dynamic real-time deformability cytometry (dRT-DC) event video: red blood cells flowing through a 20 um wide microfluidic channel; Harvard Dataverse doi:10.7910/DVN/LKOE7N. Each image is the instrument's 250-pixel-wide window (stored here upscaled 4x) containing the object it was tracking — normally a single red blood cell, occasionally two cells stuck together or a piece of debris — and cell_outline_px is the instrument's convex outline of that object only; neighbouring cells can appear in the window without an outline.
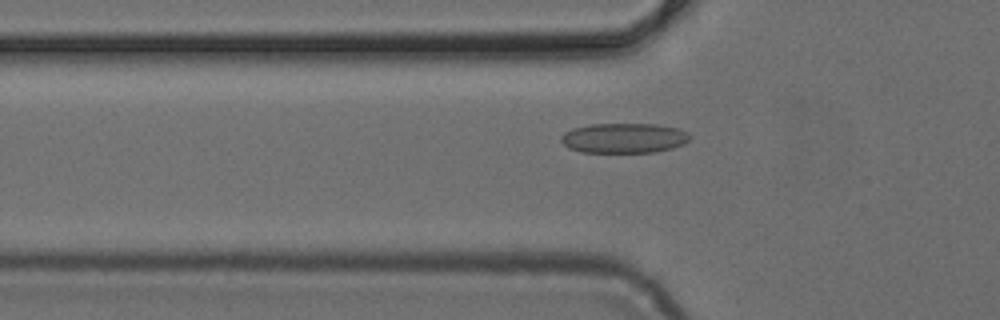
{"species": "common noctule bat (a hibernating species)", "species_latin": "Nyctalus noctula", "temperature_condition": "cold", "stored_images_in_passage": 16, "camera_frame_rate_fps": 3000, "um_per_image_px": 0.085, "animal": {"sex": "female", "body_mass_g": 24.6, "forearm_length_mm": 56.2}, "frame": {"image": 1, "passage_image": 8, "time_ms": 2.333, "image_size_px": [1000, 320], "cell_outline_px": [[692, 136], [684, 144], [672, 148], [656, 152], [580, 152], [568, 148], [560, 140], [560, 136], [564, 132], [572, 128], [588, 124], [656, 124], [680, 128], [688, 132]], "centroid_in_image_um": [53.04, 11.73], "position_along_channel_um": 72.8, "area_um2": 22.77}}
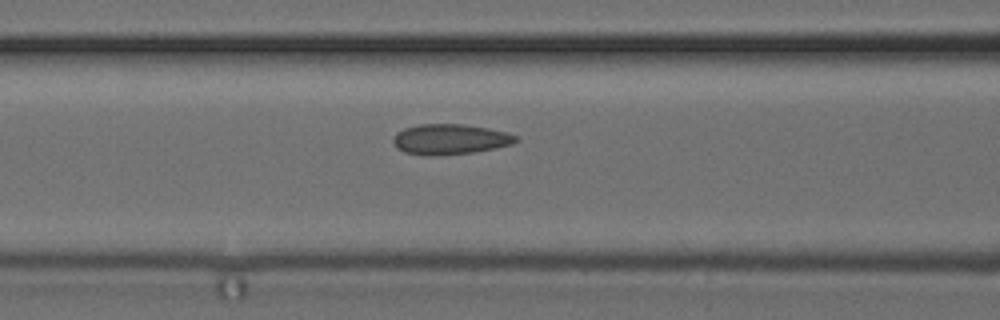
{"frame": {"image": 2, "passage_image": 12, "time_ms": 3.667, "image_size_px": [1000, 320], "cell_outline_px": [[520, 140], [512, 144], [496, 148], [472, 152], [428, 156], [424, 156], [404, 152], [396, 148], [392, 140], [396, 132], [404, 128], [420, 124], [464, 124], [488, 128], [508, 132], [516, 136]], "centroid_in_image_um": [38.24, 11.83], "position_along_channel_um": 128.4, "area_um2": 21.85}}
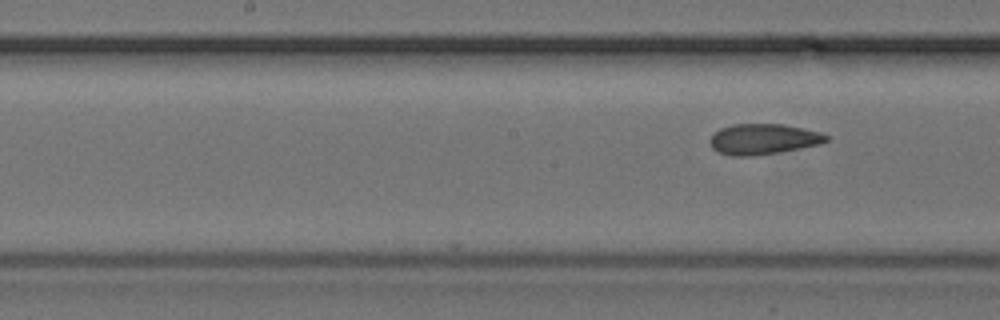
{"frame": {"image": 3, "passage_image": 16, "time_ms": 5.0, "image_size_px": [1000, 320], "cell_outline_px": [[832, 136], [828, 140], [820, 144], [776, 152], [752, 156], [732, 156], [716, 152], [712, 148], [708, 140], [720, 128], [732, 124], [784, 124], [804, 128], [820, 132]], "centroid_in_image_um": [64.87, 11.82], "position_along_channel_um": 183.3, "area_um2": 20.81}}